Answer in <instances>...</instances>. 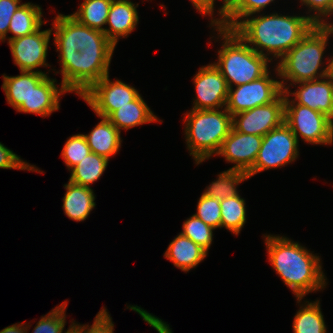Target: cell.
I'll return each mask as SVG.
<instances>
[{"instance_id":"6da1fadb","label":"cell","mask_w":333,"mask_h":333,"mask_svg":"<svg viewBox=\"0 0 333 333\" xmlns=\"http://www.w3.org/2000/svg\"><path fill=\"white\" fill-rule=\"evenodd\" d=\"M264 14L245 17L232 30L270 61L280 60L316 25L308 15Z\"/></svg>"},{"instance_id":"7a4b0ae2","label":"cell","mask_w":333,"mask_h":333,"mask_svg":"<svg viewBox=\"0 0 333 333\" xmlns=\"http://www.w3.org/2000/svg\"><path fill=\"white\" fill-rule=\"evenodd\" d=\"M263 237L268 262L296 299L326 287L327 278L319 256L288 237L273 234Z\"/></svg>"},{"instance_id":"3957f363","label":"cell","mask_w":333,"mask_h":333,"mask_svg":"<svg viewBox=\"0 0 333 333\" xmlns=\"http://www.w3.org/2000/svg\"><path fill=\"white\" fill-rule=\"evenodd\" d=\"M330 36L333 37V27L330 24L315 25L276 63L275 73L278 79H282L280 82L283 91L292 85L296 87L297 83L329 75V58L327 64L322 60ZM288 81L290 84L287 85Z\"/></svg>"},{"instance_id":"277c9868","label":"cell","mask_w":333,"mask_h":333,"mask_svg":"<svg viewBox=\"0 0 333 333\" xmlns=\"http://www.w3.org/2000/svg\"><path fill=\"white\" fill-rule=\"evenodd\" d=\"M217 31L222 42L218 50V61L214 65L220 70L229 88L255 81L268 71L269 62L266 57L258 54L247 45L235 31L210 24Z\"/></svg>"},{"instance_id":"5b68a950","label":"cell","mask_w":333,"mask_h":333,"mask_svg":"<svg viewBox=\"0 0 333 333\" xmlns=\"http://www.w3.org/2000/svg\"><path fill=\"white\" fill-rule=\"evenodd\" d=\"M183 121L186 148L197 165L217 155L232 129V115L226 108L191 109Z\"/></svg>"},{"instance_id":"8992f818","label":"cell","mask_w":333,"mask_h":333,"mask_svg":"<svg viewBox=\"0 0 333 333\" xmlns=\"http://www.w3.org/2000/svg\"><path fill=\"white\" fill-rule=\"evenodd\" d=\"M115 47H90L72 55H59L62 84L79 97L94 83L109 74Z\"/></svg>"},{"instance_id":"52a82bcc","label":"cell","mask_w":333,"mask_h":333,"mask_svg":"<svg viewBox=\"0 0 333 333\" xmlns=\"http://www.w3.org/2000/svg\"><path fill=\"white\" fill-rule=\"evenodd\" d=\"M52 24L53 44L59 55L77 54L90 47H115L103 31L80 24L70 14L58 13Z\"/></svg>"},{"instance_id":"ba28073f","label":"cell","mask_w":333,"mask_h":333,"mask_svg":"<svg viewBox=\"0 0 333 333\" xmlns=\"http://www.w3.org/2000/svg\"><path fill=\"white\" fill-rule=\"evenodd\" d=\"M299 156V141L291 129L283 123L263 136L254 166L247 172L248 178L264 170L284 167Z\"/></svg>"},{"instance_id":"9c48e42d","label":"cell","mask_w":333,"mask_h":333,"mask_svg":"<svg viewBox=\"0 0 333 333\" xmlns=\"http://www.w3.org/2000/svg\"><path fill=\"white\" fill-rule=\"evenodd\" d=\"M284 123L308 144L332 145L333 128L329 117L300 104H285Z\"/></svg>"},{"instance_id":"30bf717a","label":"cell","mask_w":333,"mask_h":333,"mask_svg":"<svg viewBox=\"0 0 333 333\" xmlns=\"http://www.w3.org/2000/svg\"><path fill=\"white\" fill-rule=\"evenodd\" d=\"M270 75L268 71L255 81L229 88L226 110L233 116L275 101L284 91L280 80Z\"/></svg>"},{"instance_id":"8fae6325","label":"cell","mask_w":333,"mask_h":333,"mask_svg":"<svg viewBox=\"0 0 333 333\" xmlns=\"http://www.w3.org/2000/svg\"><path fill=\"white\" fill-rule=\"evenodd\" d=\"M109 77V74L104 76L80 96L100 118H107L140 95L135 87L121 80L112 81Z\"/></svg>"},{"instance_id":"7c38bea8","label":"cell","mask_w":333,"mask_h":333,"mask_svg":"<svg viewBox=\"0 0 333 333\" xmlns=\"http://www.w3.org/2000/svg\"><path fill=\"white\" fill-rule=\"evenodd\" d=\"M284 92L272 103L255 107L232 116V127L240 132L264 136L284 123Z\"/></svg>"},{"instance_id":"4fadbf2b","label":"cell","mask_w":333,"mask_h":333,"mask_svg":"<svg viewBox=\"0 0 333 333\" xmlns=\"http://www.w3.org/2000/svg\"><path fill=\"white\" fill-rule=\"evenodd\" d=\"M52 29L37 30L31 34L9 40L13 62L20 71H40L39 67H51L47 61L48 47L52 35Z\"/></svg>"},{"instance_id":"5bb4252c","label":"cell","mask_w":333,"mask_h":333,"mask_svg":"<svg viewBox=\"0 0 333 333\" xmlns=\"http://www.w3.org/2000/svg\"><path fill=\"white\" fill-rule=\"evenodd\" d=\"M196 97L191 109H221L226 107L229 87L220 70L209 63L199 68L193 77Z\"/></svg>"},{"instance_id":"9a60e30c","label":"cell","mask_w":333,"mask_h":333,"mask_svg":"<svg viewBox=\"0 0 333 333\" xmlns=\"http://www.w3.org/2000/svg\"><path fill=\"white\" fill-rule=\"evenodd\" d=\"M297 89L284 90L285 104H300L331 117L333 111V78L329 75L297 83ZM293 96V98H290Z\"/></svg>"},{"instance_id":"2e32d148","label":"cell","mask_w":333,"mask_h":333,"mask_svg":"<svg viewBox=\"0 0 333 333\" xmlns=\"http://www.w3.org/2000/svg\"><path fill=\"white\" fill-rule=\"evenodd\" d=\"M262 140V136L240 133L232 127L216 156L233 163L231 169L248 172L254 166Z\"/></svg>"},{"instance_id":"e0dca14e","label":"cell","mask_w":333,"mask_h":333,"mask_svg":"<svg viewBox=\"0 0 333 333\" xmlns=\"http://www.w3.org/2000/svg\"><path fill=\"white\" fill-rule=\"evenodd\" d=\"M138 3L129 0H113L104 29L107 39L116 47L121 38H127L139 22Z\"/></svg>"},{"instance_id":"ac0fdd59","label":"cell","mask_w":333,"mask_h":333,"mask_svg":"<svg viewBox=\"0 0 333 333\" xmlns=\"http://www.w3.org/2000/svg\"><path fill=\"white\" fill-rule=\"evenodd\" d=\"M48 75L31 91L30 107H19L17 112L31 113L45 118L60 108V98L69 91Z\"/></svg>"},{"instance_id":"d6986e66","label":"cell","mask_w":333,"mask_h":333,"mask_svg":"<svg viewBox=\"0 0 333 333\" xmlns=\"http://www.w3.org/2000/svg\"><path fill=\"white\" fill-rule=\"evenodd\" d=\"M46 73L34 71H20V75H3L2 89L5 92L7 103L15 110L19 107H30L31 91L46 76Z\"/></svg>"},{"instance_id":"ffe728a7","label":"cell","mask_w":333,"mask_h":333,"mask_svg":"<svg viewBox=\"0 0 333 333\" xmlns=\"http://www.w3.org/2000/svg\"><path fill=\"white\" fill-rule=\"evenodd\" d=\"M208 255L201 246L181 232L170 242L164 257L183 272H189L197 267Z\"/></svg>"},{"instance_id":"44dd1931","label":"cell","mask_w":333,"mask_h":333,"mask_svg":"<svg viewBox=\"0 0 333 333\" xmlns=\"http://www.w3.org/2000/svg\"><path fill=\"white\" fill-rule=\"evenodd\" d=\"M107 119L121 132L146 123H162L158 116L148 107L141 94L132 102H128L112 112Z\"/></svg>"},{"instance_id":"7402d4cb","label":"cell","mask_w":333,"mask_h":333,"mask_svg":"<svg viewBox=\"0 0 333 333\" xmlns=\"http://www.w3.org/2000/svg\"><path fill=\"white\" fill-rule=\"evenodd\" d=\"M66 190L63 200V210L65 215L76 222L87 219L90 212L95 208L96 203L92 188L84 187L68 181L63 186Z\"/></svg>"},{"instance_id":"603a6c76","label":"cell","mask_w":333,"mask_h":333,"mask_svg":"<svg viewBox=\"0 0 333 333\" xmlns=\"http://www.w3.org/2000/svg\"><path fill=\"white\" fill-rule=\"evenodd\" d=\"M91 152L110 159L121 148V132L107 119L101 117V121L89 134H83Z\"/></svg>"},{"instance_id":"cb8c5ba5","label":"cell","mask_w":333,"mask_h":333,"mask_svg":"<svg viewBox=\"0 0 333 333\" xmlns=\"http://www.w3.org/2000/svg\"><path fill=\"white\" fill-rule=\"evenodd\" d=\"M42 8L31 2L23 3L11 17L8 33L13 36L6 37L2 42L25 36L39 30L43 24Z\"/></svg>"},{"instance_id":"d4e9b609","label":"cell","mask_w":333,"mask_h":333,"mask_svg":"<svg viewBox=\"0 0 333 333\" xmlns=\"http://www.w3.org/2000/svg\"><path fill=\"white\" fill-rule=\"evenodd\" d=\"M297 298L300 308L294 316L293 333H327L324 315H322L320 300L304 301Z\"/></svg>"},{"instance_id":"484cf974","label":"cell","mask_w":333,"mask_h":333,"mask_svg":"<svg viewBox=\"0 0 333 333\" xmlns=\"http://www.w3.org/2000/svg\"><path fill=\"white\" fill-rule=\"evenodd\" d=\"M108 163V158L91 152L70 170L71 175L69 181L77 185L91 188V185L99 180L105 172Z\"/></svg>"},{"instance_id":"4316f807","label":"cell","mask_w":333,"mask_h":333,"mask_svg":"<svg viewBox=\"0 0 333 333\" xmlns=\"http://www.w3.org/2000/svg\"><path fill=\"white\" fill-rule=\"evenodd\" d=\"M113 0H84L75 13L70 14L80 24L104 32Z\"/></svg>"},{"instance_id":"83f0119b","label":"cell","mask_w":333,"mask_h":333,"mask_svg":"<svg viewBox=\"0 0 333 333\" xmlns=\"http://www.w3.org/2000/svg\"><path fill=\"white\" fill-rule=\"evenodd\" d=\"M247 179H249L247 172L229 168L219 173L217 180L212 181L203 193L219 200L234 197L239 194L237 186Z\"/></svg>"},{"instance_id":"f1b7e54d","label":"cell","mask_w":333,"mask_h":333,"mask_svg":"<svg viewBox=\"0 0 333 333\" xmlns=\"http://www.w3.org/2000/svg\"><path fill=\"white\" fill-rule=\"evenodd\" d=\"M246 203L240 194L220 200L221 228H226L232 234L239 235L246 223Z\"/></svg>"},{"instance_id":"f546056e","label":"cell","mask_w":333,"mask_h":333,"mask_svg":"<svg viewBox=\"0 0 333 333\" xmlns=\"http://www.w3.org/2000/svg\"><path fill=\"white\" fill-rule=\"evenodd\" d=\"M275 0H232L227 12L217 24L227 29H233L243 18L260 14L262 10L274 3Z\"/></svg>"},{"instance_id":"4dcf8cb0","label":"cell","mask_w":333,"mask_h":333,"mask_svg":"<svg viewBox=\"0 0 333 333\" xmlns=\"http://www.w3.org/2000/svg\"><path fill=\"white\" fill-rule=\"evenodd\" d=\"M182 234L208 252L213 242V230L194 214L183 222Z\"/></svg>"},{"instance_id":"1f68e13d","label":"cell","mask_w":333,"mask_h":333,"mask_svg":"<svg viewBox=\"0 0 333 333\" xmlns=\"http://www.w3.org/2000/svg\"><path fill=\"white\" fill-rule=\"evenodd\" d=\"M67 301L53 308L46 315L41 316L32 333H63L66 325ZM72 323L64 333H71Z\"/></svg>"},{"instance_id":"d6a6232c","label":"cell","mask_w":333,"mask_h":333,"mask_svg":"<svg viewBox=\"0 0 333 333\" xmlns=\"http://www.w3.org/2000/svg\"><path fill=\"white\" fill-rule=\"evenodd\" d=\"M90 153L91 149L87 144L85 136L83 134H76L70 136L69 139L67 138L61 152V158L70 171Z\"/></svg>"},{"instance_id":"836d02e7","label":"cell","mask_w":333,"mask_h":333,"mask_svg":"<svg viewBox=\"0 0 333 333\" xmlns=\"http://www.w3.org/2000/svg\"><path fill=\"white\" fill-rule=\"evenodd\" d=\"M194 215L214 229L221 228L220 200L202 193L197 203V212Z\"/></svg>"},{"instance_id":"e575fe53","label":"cell","mask_w":333,"mask_h":333,"mask_svg":"<svg viewBox=\"0 0 333 333\" xmlns=\"http://www.w3.org/2000/svg\"><path fill=\"white\" fill-rule=\"evenodd\" d=\"M71 333H114V322L105 307L96 314L92 325H81L71 321Z\"/></svg>"},{"instance_id":"d590c367","label":"cell","mask_w":333,"mask_h":333,"mask_svg":"<svg viewBox=\"0 0 333 333\" xmlns=\"http://www.w3.org/2000/svg\"><path fill=\"white\" fill-rule=\"evenodd\" d=\"M302 6H305L309 14L308 16L316 25L330 24L329 16H333V0H299ZM328 17V18H327Z\"/></svg>"},{"instance_id":"8d00e7d4","label":"cell","mask_w":333,"mask_h":333,"mask_svg":"<svg viewBox=\"0 0 333 333\" xmlns=\"http://www.w3.org/2000/svg\"><path fill=\"white\" fill-rule=\"evenodd\" d=\"M0 168L1 169H19L28 170L37 173H43L35 165H31L28 162L22 160L16 153L4 146L0 142Z\"/></svg>"},{"instance_id":"74e56055","label":"cell","mask_w":333,"mask_h":333,"mask_svg":"<svg viewBox=\"0 0 333 333\" xmlns=\"http://www.w3.org/2000/svg\"><path fill=\"white\" fill-rule=\"evenodd\" d=\"M21 0H0V41L7 37L11 17L23 4Z\"/></svg>"},{"instance_id":"f35d334b","label":"cell","mask_w":333,"mask_h":333,"mask_svg":"<svg viewBox=\"0 0 333 333\" xmlns=\"http://www.w3.org/2000/svg\"><path fill=\"white\" fill-rule=\"evenodd\" d=\"M215 1L216 0H190L192 6L195 7V10H197V12H199L203 16L208 15L209 17H211L210 24H217L219 21H221L225 16L228 8V4L224 0H221V2L223 3L222 6L218 9V16L220 18L213 17Z\"/></svg>"},{"instance_id":"ab89813d","label":"cell","mask_w":333,"mask_h":333,"mask_svg":"<svg viewBox=\"0 0 333 333\" xmlns=\"http://www.w3.org/2000/svg\"><path fill=\"white\" fill-rule=\"evenodd\" d=\"M127 309L137 312L143 318V320L151 327H153L158 333H173V331L169 327V324L162 321L157 316L147 312L143 308L137 305H127Z\"/></svg>"},{"instance_id":"60d3db41","label":"cell","mask_w":333,"mask_h":333,"mask_svg":"<svg viewBox=\"0 0 333 333\" xmlns=\"http://www.w3.org/2000/svg\"><path fill=\"white\" fill-rule=\"evenodd\" d=\"M30 323H16V324H13V325H10L8 327H5L4 329H2L0 331V333H28L29 329H30V326L31 324L29 325Z\"/></svg>"},{"instance_id":"b9f144b4","label":"cell","mask_w":333,"mask_h":333,"mask_svg":"<svg viewBox=\"0 0 333 333\" xmlns=\"http://www.w3.org/2000/svg\"><path fill=\"white\" fill-rule=\"evenodd\" d=\"M329 76L333 78V56L329 58Z\"/></svg>"},{"instance_id":"7bdbcfd3","label":"cell","mask_w":333,"mask_h":333,"mask_svg":"<svg viewBox=\"0 0 333 333\" xmlns=\"http://www.w3.org/2000/svg\"><path fill=\"white\" fill-rule=\"evenodd\" d=\"M329 120H330L331 126H332V128H333V111H332V115H331V117L329 118Z\"/></svg>"},{"instance_id":"ee69618b","label":"cell","mask_w":333,"mask_h":333,"mask_svg":"<svg viewBox=\"0 0 333 333\" xmlns=\"http://www.w3.org/2000/svg\"><path fill=\"white\" fill-rule=\"evenodd\" d=\"M227 4H229L232 0H224Z\"/></svg>"}]
</instances>
